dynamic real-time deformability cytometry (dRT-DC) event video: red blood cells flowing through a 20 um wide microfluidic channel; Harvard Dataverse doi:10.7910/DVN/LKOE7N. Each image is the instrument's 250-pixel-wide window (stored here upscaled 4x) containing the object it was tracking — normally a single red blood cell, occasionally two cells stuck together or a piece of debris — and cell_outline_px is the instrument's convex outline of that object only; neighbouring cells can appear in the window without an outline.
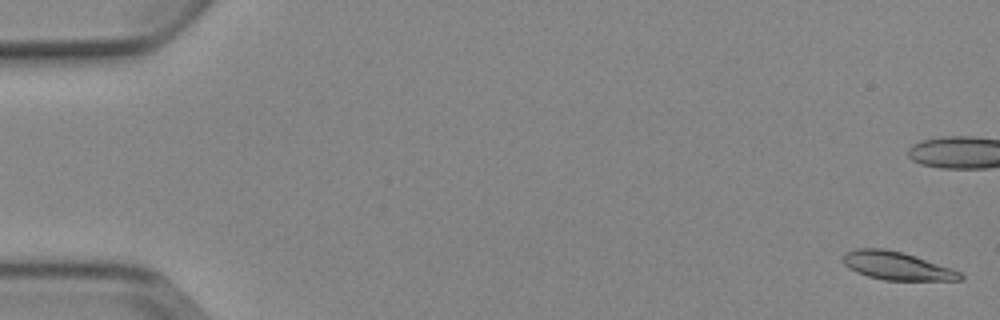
{"species": "Egyptian fruit bat (a non-hibernating species)", "species_latin": "Rousettus aegyptiacus", "temperature_condition": "cold", "stored_images_in_passage": 10, "camera_frame_rate_fps": 3000, "um_per_image_px": 0.085, "animal": {"sex": "female"}, "frame": {"image": 1, "passage_image": 1, "time_ms": 0.0, "image_size_px": [1000, 320], "cell_outline_px": [[964, 280], [884, 280], [868, 276], [856, 272], [848, 268], [844, 264], [844, 252], [856, 248], [884, 248], [904, 252], [952, 268], [960, 272], [964, 276]], "centroid_in_image_um": [76.24, 22.59], "position_along_channel_um": 8.8, "area_um2": 19.36}}